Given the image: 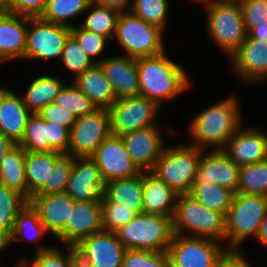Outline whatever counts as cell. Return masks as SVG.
<instances>
[{
	"label": "cell",
	"mask_w": 267,
	"mask_h": 267,
	"mask_svg": "<svg viewBox=\"0 0 267 267\" xmlns=\"http://www.w3.org/2000/svg\"><path fill=\"white\" fill-rule=\"evenodd\" d=\"M141 96L159 106L165 99L176 97L189 86L188 77L179 64L168 59L165 52L136 59Z\"/></svg>",
	"instance_id": "cell-1"
},
{
	"label": "cell",
	"mask_w": 267,
	"mask_h": 267,
	"mask_svg": "<svg viewBox=\"0 0 267 267\" xmlns=\"http://www.w3.org/2000/svg\"><path fill=\"white\" fill-rule=\"evenodd\" d=\"M238 107L236 98L229 97L198 114L190 126V133L196 141L190 145L202 150L210 144L217 146L215 150H223L230 137L239 129Z\"/></svg>",
	"instance_id": "cell-2"
},
{
	"label": "cell",
	"mask_w": 267,
	"mask_h": 267,
	"mask_svg": "<svg viewBox=\"0 0 267 267\" xmlns=\"http://www.w3.org/2000/svg\"><path fill=\"white\" fill-rule=\"evenodd\" d=\"M115 234L125 249L167 252L174 235L172 218L145 212L137 213Z\"/></svg>",
	"instance_id": "cell-3"
},
{
	"label": "cell",
	"mask_w": 267,
	"mask_h": 267,
	"mask_svg": "<svg viewBox=\"0 0 267 267\" xmlns=\"http://www.w3.org/2000/svg\"><path fill=\"white\" fill-rule=\"evenodd\" d=\"M174 234H182V228L189 229L195 237L222 241L225 239V216L211 210L189 194H179L172 218Z\"/></svg>",
	"instance_id": "cell-4"
},
{
	"label": "cell",
	"mask_w": 267,
	"mask_h": 267,
	"mask_svg": "<svg viewBox=\"0 0 267 267\" xmlns=\"http://www.w3.org/2000/svg\"><path fill=\"white\" fill-rule=\"evenodd\" d=\"M201 149L190 145L164 148L152 172L178 195L189 194L195 182Z\"/></svg>",
	"instance_id": "cell-5"
},
{
	"label": "cell",
	"mask_w": 267,
	"mask_h": 267,
	"mask_svg": "<svg viewBox=\"0 0 267 267\" xmlns=\"http://www.w3.org/2000/svg\"><path fill=\"white\" fill-rule=\"evenodd\" d=\"M267 215V197L235 193L232 205L225 216V238H229L231 248L238 250L239 244L254 236Z\"/></svg>",
	"instance_id": "cell-6"
},
{
	"label": "cell",
	"mask_w": 267,
	"mask_h": 267,
	"mask_svg": "<svg viewBox=\"0 0 267 267\" xmlns=\"http://www.w3.org/2000/svg\"><path fill=\"white\" fill-rule=\"evenodd\" d=\"M162 29L130 12H121L115 36L127 57L138 59L164 52Z\"/></svg>",
	"instance_id": "cell-7"
},
{
	"label": "cell",
	"mask_w": 267,
	"mask_h": 267,
	"mask_svg": "<svg viewBox=\"0 0 267 267\" xmlns=\"http://www.w3.org/2000/svg\"><path fill=\"white\" fill-rule=\"evenodd\" d=\"M203 2L208 4L207 27L210 36L230 57L247 39L241 6L210 0Z\"/></svg>",
	"instance_id": "cell-8"
},
{
	"label": "cell",
	"mask_w": 267,
	"mask_h": 267,
	"mask_svg": "<svg viewBox=\"0 0 267 267\" xmlns=\"http://www.w3.org/2000/svg\"><path fill=\"white\" fill-rule=\"evenodd\" d=\"M159 105L147 97L138 95L117 99L109 108L111 134L123 136L150 126L154 123V116Z\"/></svg>",
	"instance_id": "cell-9"
},
{
	"label": "cell",
	"mask_w": 267,
	"mask_h": 267,
	"mask_svg": "<svg viewBox=\"0 0 267 267\" xmlns=\"http://www.w3.org/2000/svg\"><path fill=\"white\" fill-rule=\"evenodd\" d=\"M218 243L209 238L174 234L167 251L170 267H214L228 251Z\"/></svg>",
	"instance_id": "cell-10"
},
{
	"label": "cell",
	"mask_w": 267,
	"mask_h": 267,
	"mask_svg": "<svg viewBox=\"0 0 267 267\" xmlns=\"http://www.w3.org/2000/svg\"><path fill=\"white\" fill-rule=\"evenodd\" d=\"M110 134L108 109L97 108L77 117L70 129L68 153L73 157H91Z\"/></svg>",
	"instance_id": "cell-11"
},
{
	"label": "cell",
	"mask_w": 267,
	"mask_h": 267,
	"mask_svg": "<svg viewBox=\"0 0 267 267\" xmlns=\"http://www.w3.org/2000/svg\"><path fill=\"white\" fill-rule=\"evenodd\" d=\"M28 23L32 28H27L24 58H60L71 28L48 22L41 17H28Z\"/></svg>",
	"instance_id": "cell-12"
},
{
	"label": "cell",
	"mask_w": 267,
	"mask_h": 267,
	"mask_svg": "<svg viewBox=\"0 0 267 267\" xmlns=\"http://www.w3.org/2000/svg\"><path fill=\"white\" fill-rule=\"evenodd\" d=\"M91 157L100 169L105 183L141 172L129 157L121 136L110 134Z\"/></svg>",
	"instance_id": "cell-13"
},
{
	"label": "cell",
	"mask_w": 267,
	"mask_h": 267,
	"mask_svg": "<svg viewBox=\"0 0 267 267\" xmlns=\"http://www.w3.org/2000/svg\"><path fill=\"white\" fill-rule=\"evenodd\" d=\"M105 182L92 157H74L66 193L75 201H101Z\"/></svg>",
	"instance_id": "cell-14"
},
{
	"label": "cell",
	"mask_w": 267,
	"mask_h": 267,
	"mask_svg": "<svg viewBox=\"0 0 267 267\" xmlns=\"http://www.w3.org/2000/svg\"><path fill=\"white\" fill-rule=\"evenodd\" d=\"M121 138L136 167L140 171H152L165 148L157 126L136 130Z\"/></svg>",
	"instance_id": "cell-15"
},
{
	"label": "cell",
	"mask_w": 267,
	"mask_h": 267,
	"mask_svg": "<svg viewBox=\"0 0 267 267\" xmlns=\"http://www.w3.org/2000/svg\"><path fill=\"white\" fill-rule=\"evenodd\" d=\"M101 201H75L66 227L56 236L65 244L102 231Z\"/></svg>",
	"instance_id": "cell-16"
},
{
	"label": "cell",
	"mask_w": 267,
	"mask_h": 267,
	"mask_svg": "<svg viewBox=\"0 0 267 267\" xmlns=\"http://www.w3.org/2000/svg\"><path fill=\"white\" fill-rule=\"evenodd\" d=\"M75 200L66 192L35 194L28 203L38 213L47 231L57 236L70 219Z\"/></svg>",
	"instance_id": "cell-17"
},
{
	"label": "cell",
	"mask_w": 267,
	"mask_h": 267,
	"mask_svg": "<svg viewBox=\"0 0 267 267\" xmlns=\"http://www.w3.org/2000/svg\"><path fill=\"white\" fill-rule=\"evenodd\" d=\"M239 169L222 150L201 155L194 183H212L237 193Z\"/></svg>",
	"instance_id": "cell-18"
},
{
	"label": "cell",
	"mask_w": 267,
	"mask_h": 267,
	"mask_svg": "<svg viewBox=\"0 0 267 267\" xmlns=\"http://www.w3.org/2000/svg\"><path fill=\"white\" fill-rule=\"evenodd\" d=\"M222 151L239 167L267 159V134L248 128L234 133Z\"/></svg>",
	"instance_id": "cell-19"
},
{
	"label": "cell",
	"mask_w": 267,
	"mask_h": 267,
	"mask_svg": "<svg viewBox=\"0 0 267 267\" xmlns=\"http://www.w3.org/2000/svg\"><path fill=\"white\" fill-rule=\"evenodd\" d=\"M111 83L115 98L122 99L140 94L136 59L113 56L97 61Z\"/></svg>",
	"instance_id": "cell-20"
},
{
	"label": "cell",
	"mask_w": 267,
	"mask_h": 267,
	"mask_svg": "<svg viewBox=\"0 0 267 267\" xmlns=\"http://www.w3.org/2000/svg\"><path fill=\"white\" fill-rule=\"evenodd\" d=\"M230 57L234 61V70L245 81L267 79V41L247 37Z\"/></svg>",
	"instance_id": "cell-21"
},
{
	"label": "cell",
	"mask_w": 267,
	"mask_h": 267,
	"mask_svg": "<svg viewBox=\"0 0 267 267\" xmlns=\"http://www.w3.org/2000/svg\"><path fill=\"white\" fill-rule=\"evenodd\" d=\"M78 244L87 252L93 267H122L126 249L115 232L102 230Z\"/></svg>",
	"instance_id": "cell-22"
},
{
	"label": "cell",
	"mask_w": 267,
	"mask_h": 267,
	"mask_svg": "<svg viewBox=\"0 0 267 267\" xmlns=\"http://www.w3.org/2000/svg\"><path fill=\"white\" fill-rule=\"evenodd\" d=\"M28 17L5 10L0 11V63L24 58Z\"/></svg>",
	"instance_id": "cell-23"
},
{
	"label": "cell",
	"mask_w": 267,
	"mask_h": 267,
	"mask_svg": "<svg viewBox=\"0 0 267 267\" xmlns=\"http://www.w3.org/2000/svg\"><path fill=\"white\" fill-rule=\"evenodd\" d=\"M24 105L21 97L13 90L0 86V133L16 144L23 137L32 112Z\"/></svg>",
	"instance_id": "cell-24"
},
{
	"label": "cell",
	"mask_w": 267,
	"mask_h": 267,
	"mask_svg": "<svg viewBox=\"0 0 267 267\" xmlns=\"http://www.w3.org/2000/svg\"><path fill=\"white\" fill-rule=\"evenodd\" d=\"M143 171V212L173 218L178 194L152 171Z\"/></svg>",
	"instance_id": "cell-25"
},
{
	"label": "cell",
	"mask_w": 267,
	"mask_h": 267,
	"mask_svg": "<svg viewBox=\"0 0 267 267\" xmlns=\"http://www.w3.org/2000/svg\"><path fill=\"white\" fill-rule=\"evenodd\" d=\"M143 171L139 174L107 181L101 201H112L136 213L143 212Z\"/></svg>",
	"instance_id": "cell-26"
},
{
	"label": "cell",
	"mask_w": 267,
	"mask_h": 267,
	"mask_svg": "<svg viewBox=\"0 0 267 267\" xmlns=\"http://www.w3.org/2000/svg\"><path fill=\"white\" fill-rule=\"evenodd\" d=\"M73 82L96 108L108 109L116 101L111 83L98 64L79 75Z\"/></svg>",
	"instance_id": "cell-27"
},
{
	"label": "cell",
	"mask_w": 267,
	"mask_h": 267,
	"mask_svg": "<svg viewBox=\"0 0 267 267\" xmlns=\"http://www.w3.org/2000/svg\"><path fill=\"white\" fill-rule=\"evenodd\" d=\"M25 155L26 151L19 145L5 155L0 165V184L15 190L28 201Z\"/></svg>",
	"instance_id": "cell-28"
},
{
	"label": "cell",
	"mask_w": 267,
	"mask_h": 267,
	"mask_svg": "<svg viewBox=\"0 0 267 267\" xmlns=\"http://www.w3.org/2000/svg\"><path fill=\"white\" fill-rule=\"evenodd\" d=\"M60 154L61 153L58 151H26L25 170L28 186V201L45 185V183H49L50 171L53 169L54 160Z\"/></svg>",
	"instance_id": "cell-29"
},
{
	"label": "cell",
	"mask_w": 267,
	"mask_h": 267,
	"mask_svg": "<svg viewBox=\"0 0 267 267\" xmlns=\"http://www.w3.org/2000/svg\"><path fill=\"white\" fill-rule=\"evenodd\" d=\"M63 85L64 83L56 77H37L22 97L23 103L29 111L38 113L44 106L54 103Z\"/></svg>",
	"instance_id": "cell-30"
},
{
	"label": "cell",
	"mask_w": 267,
	"mask_h": 267,
	"mask_svg": "<svg viewBox=\"0 0 267 267\" xmlns=\"http://www.w3.org/2000/svg\"><path fill=\"white\" fill-rule=\"evenodd\" d=\"M189 195L205 207L226 216L232 205L235 192L208 182L194 183Z\"/></svg>",
	"instance_id": "cell-31"
},
{
	"label": "cell",
	"mask_w": 267,
	"mask_h": 267,
	"mask_svg": "<svg viewBox=\"0 0 267 267\" xmlns=\"http://www.w3.org/2000/svg\"><path fill=\"white\" fill-rule=\"evenodd\" d=\"M17 145L28 152L56 151L49 144V121H45L37 113H32Z\"/></svg>",
	"instance_id": "cell-32"
},
{
	"label": "cell",
	"mask_w": 267,
	"mask_h": 267,
	"mask_svg": "<svg viewBox=\"0 0 267 267\" xmlns=\"http://www.w3.org/2000/svg\"><path fill=\"white\" fill-rule=\"evenodd\" d=\"M237 193L267 197V159L240 167Z\"/></svg>",
	"instance_id": "cell-33"
},
{
	"label": "cell",
	"mask_w": 267,
	"mask_h": 267,
	"mask_svg": "<svg viewBox=\"0 0 267 267\" xmlns=\"http://www.w3.org/2000/svg\"><path fill=\"white\" fill-rule=\"evenodd\" d=\"M92 5L94 4L91 0H47L41 18L54 24L72 28L74 25L68 24L66 19L90 9Z\"/></svg>",
	"instance_id": "cell-34"
},
{
	"label": "cell",
	"mask_w": 267,
	"mask_h": 267,
	"mask_svg": "<svg viewBox=\"0 0 267 267\" xmlns=\"http://www.w3.org/2000/svg\"><path fill=\"white\" fill-rule=\"evenodd\" d=\"M241 10L247 37L267 41V0H248Z\"/></svg>",
	"instance_id": "cell-35"
},
{
	"label": "cell",
	"mask_w": 267,
	"mask_h": 267,
	"mask_svg": "<svg viewBox=\"0 0 267 267\" xmlns=\"http://www.w3.org/2000/svg\"><path fill=\"white\" fill-rule=\"evenodd\" d=\"M27 203L21 194L0 184V230L7 237L13 231L16 216Z\"/></svg>",
	"instance_id": "cell-36"
},
{
	"label": "cell",
	"mask_w": 267,
	"mask_h": 267,
	"mask_svg": "<svg viewBox=\"0 0 267 267\" xmlns=\"http://www.w3.org/2000/svg\"><path fill=\"white\" fill-rule=\"evenodd\" d=\"M54 104L68 110L76 117L87 115L97 109L74 82L70 86H62L58 95L55 97Z\"/></svg>",
	"instance_id": "cell-37"
},
{
	"label": "cell",
	"mask_w": 267,
	"mask_h": 267,
	"mask_svg": "<svg viewBox=\"0 0 267 267\" xmlns=\"http://www.w3.org/2000/svg\"><path fill=\"white\" fill-rule=\"evenodd\" d=\"M95 5L96 8L88 15L85 23L81 24V26L89 31L104 35L108 39H113L121 12Z\"/></svg>",
	"instance_id": "cell-38"
},
{
	"label": "cell",
	"mask_w": 267,
	"mask_h": 267,
	"mask_svg": "<svg viewBox=\"0 0 267 267\" xmlns=\"http://www.w3.org/2000/svg\"><path fill=\"white\" fill-rule=\"evenodd\" d=\"M74 165V157L69 153H61L55 160L52 171H50L49 183L36 194H55L66 191L67 184Z\"/></svg>",
	"instance_id": "cell-39"
},
{
	"label": "cell",
	"mask_w": 267,
	"mask_h": 267,
	"mask_svg": "<svg viewBox=\"0 0 267 267\" xmlns=\"http://www.w3.org/2000/svg\"><path fill=\"white\" fill-rule=\"evenodd\" d=\"M60 60L68 70L75 73L74 79L97 64L96 60L93 61L87 56L71 34L65 41Z\"/></svg>",
	"instance_id": "cell-40"
},
{
	"label": "cell",
	"mask_w": 267,
	"mask_h": 267,
	"mask_svg": "<svg viewBox=\"0 0 267 267\" xmlns=\"http://www.w3.org/2000/svg\"><path fill=\"white\" fill-rule=\"evenodd\" d=\"M130 11L148 24L164 30L168 3L167 0H133Z\"/></svg>",
	"instance_id": "cell-41"
},
{
	"label": "cell",
	"mask_w": 267,
	"mask_h": 267,
	"mask_svg": "<svg viewBox=\"0 0 267 267\" xmlns=\"http://www.w3.org/2000/svg\"><path fill=\"white\" fill-rule=\"evenodd\" d=\"M29 229L33 231L34 236H28L34 237L36 239L41 237L42 234L47 231L45 226L40 221L38 213L31 207L29 203H27L16 216L13 231L8 236V244H11V242L16 239H21L18 237H20L22 234L26 235L27 237V232L29 231Z\"/></svg>",
	"instance_id": "cell-42"
},
{
	"label": "cell",
	"mask_w": 267,
	"mask_h": 267,
	"mask_svg": "<svg viewBox=\"0 0 267 267\" xmlns=\"http://www.w3.org/2000/svg\"><path fill=\"white\" fill-rule=\"evenodd\" d=\"M101 214L103 230L116 232L128 224L137 213L120 203L101 201Z\"/></svg>",
	"instance_id": "cell-43"
},
{
	"label": "cell",
	"mask_w": 267,
	"mask_h": 267,
	"mask_svg": "<svg viewBox=\"0 0 267 267\" xmlns=\"http://www.w3.org/2000/svg\"><path fill=\"white\" fill-rule=\"evenodd\" d=\"M122 267H170L167 252L126 249Z\"/></svg>",
	"instance_id": "cell-44"
},
{
	"label": "cell",
	"mask_w": 267,
	"mask_h": 267,
	"mask_svg": "<svg viewBox=\"0 0 267 267\" xmlns=\"http://www.w3.org/2000/svg\"><path fill=\"white\" fill-rule=\"evenodd\" d=\"M71 35L77 40L80 47L91 60L93 56H97L103 51L108 40L104 35L89 31L82 26L79 28L73 26L71 28Z\"/></svg>",
	"instance_id": "cell-45"
},
{
	"label": "cell",
	"mask_w": 267,
	"mask_h": 267,
	"mask_svg": "<svg viewBox=\"0 0 267 267\" xmlns=\"http://www.w3.org/2000/svg\"><path fill=\"white\" fill-rule=\"evenodd\" d=\"M36 253L31 263L27 264L25 260L20 262L26 267H70L69 254L64 257L56 248L39 246Z\"/></svg>",
	"instance_id": "cell-46"
},
{
	"label": "cell",
	"mask_w": 267,
	"mask_h": 267,
	"mask_svg": "<svg viewBox=\"0 0 267 267\" xmlns=\"http://www.w3.org/2000/svg\"><path fill=\"white\" fill-rule=\"evenodd\" d=\"M45 121H51L55 124L65 126L69 129L72 128L76 122L77 117L54 103L44 106L38 113Z\"/></svg>",
	"instance_id": "cell-47"
},
{
	"label": "cell",
	"mask_w": 267,
	"mask_h": 267,
	"mask_svg": "<svg viewBox=\"0 0 267 267\" xmlns=\"http://www.w3.org/2000/svg\"><path fill=\"white\" fill-rule=\"evenodd\" d=\"M47 0H10L9 12L27 17H41Z\"/></svg>",
	"instance_id": "cell-48"
},
{
	"label": "cell",
	"mask_w": 267,
	"mask_h": 267,
	"mask_svg": "<svg viewBox=\"0 0 267 267\" xmlns=\"http://www.w3.org/2000/svg\"><path fill=\"white\" fill-rule=\"evenodd\" d=\"M70 129L49 121V144L60 153H68Z\"/></svg>",
	"instance_id": "cell-49"
},
{
	"label": "cell",
	"mask_w": 267,
	"mask_h": 267,
	"mask_svg": "<svg viewBox=\"0 0 267 267\" xmlns=\"http://www.w3.org/2000/svg\"><path fill=\"white\" fill-rule=\"evenodd\" d=\"M69 260L70 267H93L87 252L78 243H69Z\"/></svg>",
	"instance_id": "cell-50"
},
{
	"label": "cell",
	"mask_w": 267,
	"mask_h": 267,
	"mask_svg": "<svg viewBox=\"0 0 267 267\" xmlns=\"http://www.w3.org/2000/svg\"><path fill=\"white\" fill-rule=\"evenodd\" d=\"M241 254L239 250H228L214 267H252Z\"/></svg>",
	"instance_id": "cell-51"
},
{
	"label": "cell",
	"mask_w": 267,
	"mask_h": 267,
	"mask_svg": "<svg viewBox=\"0 0 267 267\" xmlns=\"http://www.w3.org/2000/svg\"><path fill=\"white\" fill-rule=\"evenodd\" d=\"M93 4H97L103 7L112 8L119 12H124V7L130 4V0H91Z\"/></svg>",
	"instance_id": "cell-52"
},
{
	"label": "cell",
	"mask_w": 267,
	"mask_h": 267,
	"mask_svg": "<svg viewBox=\"0 0 267 267\" xmlns=\"http://www.w3.org/2000/svg\"><path fill=\"white\" fill-rule=\"evenodd\" d=\"M17 144L9 137L4 136L0 133V165L5 157Z\"/></svg>",
	"instance_id": "cell-53"
},
{
	"label": "cell",
	"mask_w": 267,
	"mask_h": 267,
	"mask_svg": "<svg viewBox=\"0 0 267 267\" xmlns=\"http://www.w3.org/2000/svg\"><path fill=\"white\" fill-rule=\"evenodd\" d=\"M255 237L259 239L260 243L267 246V215L262 220Z\"/></svg>",
	"instance_id": "cell-54"
},
{
	"label": "cell",
	"mask_w": 267,
	"mask_h": 267,
	"mask_svg": "<svg viewBox=\"0 0 267 267\" xmlns=\"http://www.w3.org/2000/svg\"><path fill=\"white\" fill-rule=\"evenodd\" d=\"M210 1L221 3V4H231V5L242 6L248 0H210Z\"/></svg>",
	"instance_id": "cell-55"
},
{
	"label": "cell",
	"mask_w": 267,
	"mask_h": 267,
	"mask_svg": "<svg viewBox=\"0 0 267 267\" xmlns=\"http://www.w3.org/2000/svg\"><path fill=\"white\" fill-rule=\"evenodd\" d=\"M8 246V237L0 230V251Z\"/></svg>",
	"instance_id": "cell-56"
},
{
	"label": "cell",
	"mask_w": 267,
	"mask_h": 267,
	"mask_svg": "<svg viewBox=\"0 0 267 267\" xmlns=\"http://www.w3.org/2000/svg\"><path fill=\"white\" fill-rule=\"evenodd\" d=\"M9 2L10 0H0V11L5 10L9 12Z\"/></svg>",
	"instance_id": "cell-57"
},
{
	"label": "cell",
	"mask_w": 267,
	"mask_h": 267,
	"mask_svg": "<svg viewBox=\"0 0 267 267\" xmlns=\"http://www.w3.org/2000/svg\"><path fill=\"white\" fill-rule=\"evenodd\" d=\"M16 267H26L22 262H20Z\"/></svg>",
	"instance_id": "cell-58"
}]
</instances>
